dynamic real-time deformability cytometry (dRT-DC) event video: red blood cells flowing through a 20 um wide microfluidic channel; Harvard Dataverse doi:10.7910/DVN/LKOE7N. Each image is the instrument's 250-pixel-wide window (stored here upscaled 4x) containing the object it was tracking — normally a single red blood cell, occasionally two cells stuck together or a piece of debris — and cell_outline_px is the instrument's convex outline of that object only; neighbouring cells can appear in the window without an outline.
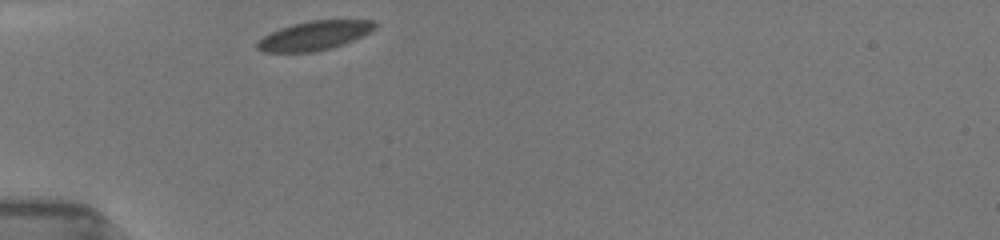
{"species": "common noctule bat (a hibernating species)", "species_latin": "Nyctalus noctula", "temperature_condition": "room temperature", "stored_images_in_passage": 14, "camera_frame_rate_fps": 3000, "um_per_image_px": 0.085, "animal": {"sex": "female", "body_mass_g": 19.5, "forearm_length_mm": 54.1}, "frame": {"image": 1, "passage_image": 1, "time_ms": 0.0, "image_size_px": [1000, 240], "cell_outline_px": [[376, 28], [352, 40], [332, 48], [312, 52], [260, 52], [256, 48], [256, 40], [280, 28], [292, 24], [308, 20], [372, 20], [376, 24]], "centroid_in_image_um": [26.66, 3.03], "position_along_channel_um": 58.3, "area_um2": 19.88}}
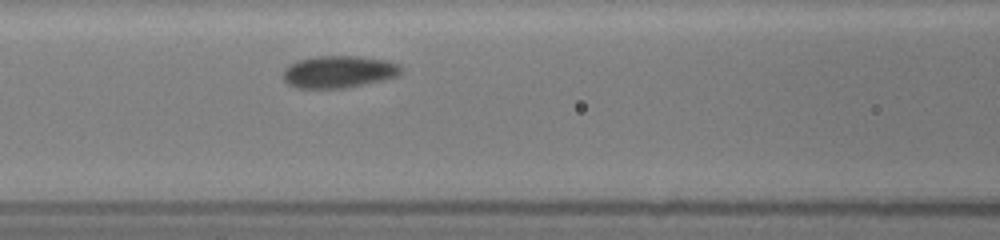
{"frame": {"image": 2, "passage_image": 11, "time_ms": 2.333, "image_size_px": [1000, 240], "cell_outline_px": [[404, 68], [396, 76], [380, 80], [344, 88], [296, 88], [288, 84], [284, 80], [284, 68], [300, 60], [316, 56], [360, 56], [388, 60], [400, 64]], "centroid_in_image_um": [28.81, 6.09], "position_along_channel_um": 137.8, "area_um2": 21.96}}
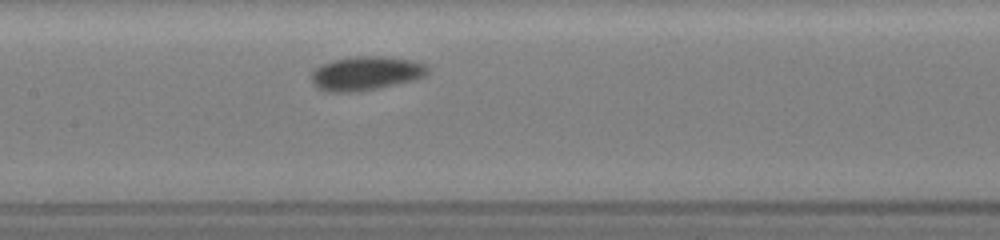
{"frame": {"image": 3, "passage_image": 14, "time_ms": 3.333, "image_size_px": [1000, 240], "cell_outline_px": [[428, 72], [424, 76], [412, 80], [376, 88], [352, 92], [328, 92], [316, 88], [312, 80], [312, 72], [316, 68], [332, 60], [352, 56], [384, 56], [408, 60], [424, 64], [428, 68]], "centroid_in_image_um": [31.06, 6.23], "position_along_channel_um": 176.3, "area_um2": 22.66}}